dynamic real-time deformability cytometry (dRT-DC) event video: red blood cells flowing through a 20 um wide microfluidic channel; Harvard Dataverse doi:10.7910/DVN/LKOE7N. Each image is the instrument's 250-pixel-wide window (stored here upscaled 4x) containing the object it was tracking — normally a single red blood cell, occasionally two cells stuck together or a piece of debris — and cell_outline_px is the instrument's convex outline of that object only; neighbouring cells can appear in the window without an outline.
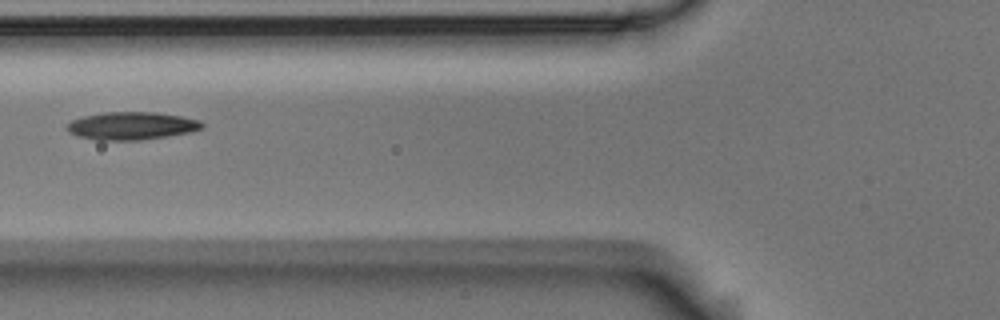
{"species": "Egyptian fruit bat (a non-hibernating species)", "species_latin": "Rousettus aegyptiacus", "temperature_condition": "room temperature", "stored_images_in_passage": 4, "camera_frame_rate_fps": 3000, "um_per_image_px": 0.085, "animal": {"sex": "male"}, "frame": {"image": 1, "passage_image": 4, "time_ms": 1.0, "image_size_px": [1000, 320], "cell_outline_px": [[204, 128], [192, 132], [140, 140], [96, 140], [80, 136], [68, 132], [68, 124], [72, 120], [84, 116], [104, 112], [156, 112], [180, 116], [200, 120], [204, 124]], "centroid_in_image_um": [11.23, 10.69], "position_along_channel_um": 114.6, "area_um2": 21.79}}